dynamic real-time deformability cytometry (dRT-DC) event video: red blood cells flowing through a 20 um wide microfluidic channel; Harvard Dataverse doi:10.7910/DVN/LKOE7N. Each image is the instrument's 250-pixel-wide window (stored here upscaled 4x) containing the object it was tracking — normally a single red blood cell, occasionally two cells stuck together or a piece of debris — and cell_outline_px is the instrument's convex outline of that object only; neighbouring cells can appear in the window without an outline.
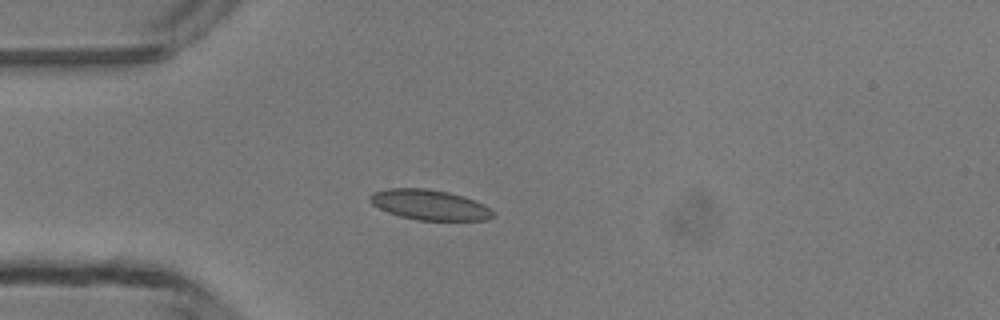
{"species": "common noctule bat (a hibernating species)", "species_latin": "Nyctalus noctula", "temperature_condition": "room temperature", "stored_images_in_passage": 3, "camera_frame_rate_fps": 3000, "um_per_image_px": 0.085, "animal": {"sex": "male", "body_mass_g": 13.3}, "frame": {"image": 1, "passage_image": 3, "time_ms": 2.333, "image_size_px": [1000, 320], "cell_outline_px": [[496, 216], [488, 220], [416, 220], [400, 216], [388, 212], [372, 204], [368, 200], [368, 196], [372, 192], [388, 188], [428, 188], [448, 192], [464, 196], [484, 204], [496, 212]], "centroid_in_image_um": [36.54, 17.41], "position_along_channel_um": 48.5, "area_um2": 21.96}}